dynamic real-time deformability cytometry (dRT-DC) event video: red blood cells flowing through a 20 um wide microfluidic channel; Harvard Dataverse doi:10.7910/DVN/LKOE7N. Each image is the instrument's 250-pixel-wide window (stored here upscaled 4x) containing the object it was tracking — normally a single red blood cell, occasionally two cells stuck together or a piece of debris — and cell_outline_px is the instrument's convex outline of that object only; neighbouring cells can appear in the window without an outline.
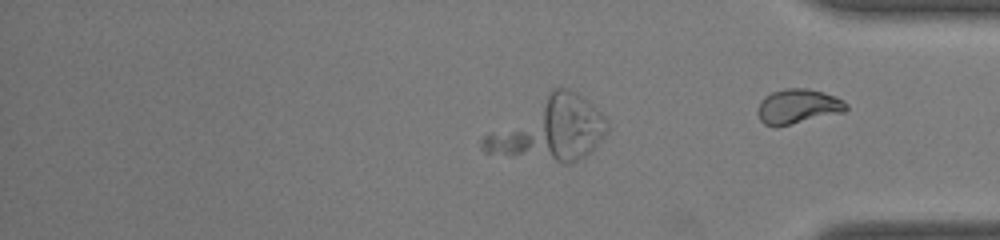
{"species": "common noctule bat (a hibernating species)", "species_latin": "Nyctalus noctula", "temperature_condition": "room temperature", "stored_images_in_passage": 40, "camera_frame_rate_fps": 3000, "um_per_image_px": 0.085, "animal": {"sex": "male", "body_mass_g": 19.0, "forearm_length_mm": 50.8}, "frame": {"image": 1, "passage_image": 40, "time_ms": 13.0, "image_size_px": [1000, 240], "cell_outline_px": [[848, 108], [844, 112], [776, 128], [772, 128], [764, 124], [760, 120], [756, 112], [760, 100], [764, 96], [772, 92], [784, 88], [808, 88], [824, 92], [836, 96], [844, 100], [848, 104]], "centroid_in_image_um": [67.8, 9.05], "position_along_channel_um": 367.4, "area_um2": 18.44}}